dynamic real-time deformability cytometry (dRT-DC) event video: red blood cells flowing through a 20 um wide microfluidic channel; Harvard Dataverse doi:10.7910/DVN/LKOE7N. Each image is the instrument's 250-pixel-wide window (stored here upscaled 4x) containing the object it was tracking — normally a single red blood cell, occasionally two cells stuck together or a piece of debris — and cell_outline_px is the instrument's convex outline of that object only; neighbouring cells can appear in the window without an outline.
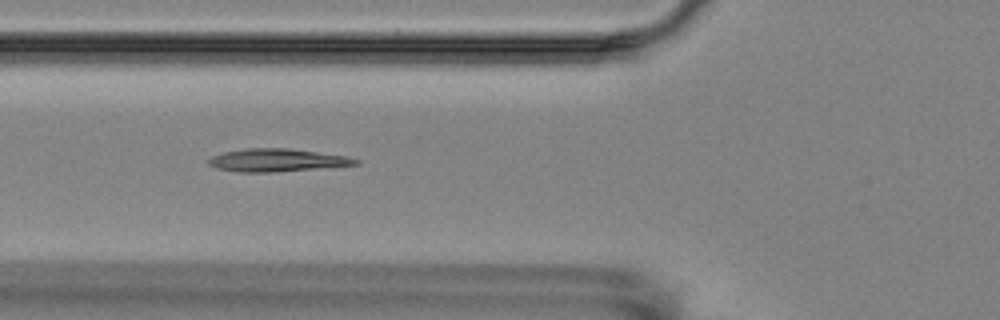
{"species": "Egyptian fruit bat (a non-hibernating species)", "species_latin": "Rousettus aegyptiacus", "temperature_condition": "room temperature", "stored_images_in_passage": 5, "camera_frame_rate_fps": 3000, "um_per_image_px": 0.085, "animal": {"sex": "female"}, "frame": {"image": 1, "passage_image": 3, "time_ms": 2.0, "image_size_px": [1000, 320], "cell_outline_px": [[360, 164], [272, 172], [240, 172], [216, 168], [208, 164], [208, 160], [212, 156], [224, 152], [248, 148], [288, 148], [348, 156], [360, 160]], "centroid_in_image_um": [23.54, 13.61], "position_along_channel_um": 102.3, "area_um2": 19.36}}
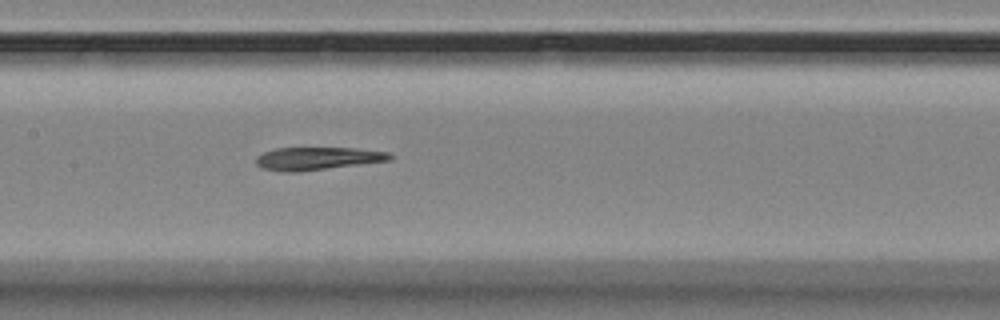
{"frame": {"image": 2, "passage_image": 5, "time_ms": 4.333, "image_size_px": [1000, 320], "cell_outline_px": [[392, 160], [296, 172], [280, 172], [264, 168], [256, 164], [256, 156], [264, 152], [276, 148], [352, 148], [388, 152], [392, 156]], "centroid_in_image_um": [26.96, 13.47], "position_along_channel_um": 180.4, "area_um2": 17.63}}